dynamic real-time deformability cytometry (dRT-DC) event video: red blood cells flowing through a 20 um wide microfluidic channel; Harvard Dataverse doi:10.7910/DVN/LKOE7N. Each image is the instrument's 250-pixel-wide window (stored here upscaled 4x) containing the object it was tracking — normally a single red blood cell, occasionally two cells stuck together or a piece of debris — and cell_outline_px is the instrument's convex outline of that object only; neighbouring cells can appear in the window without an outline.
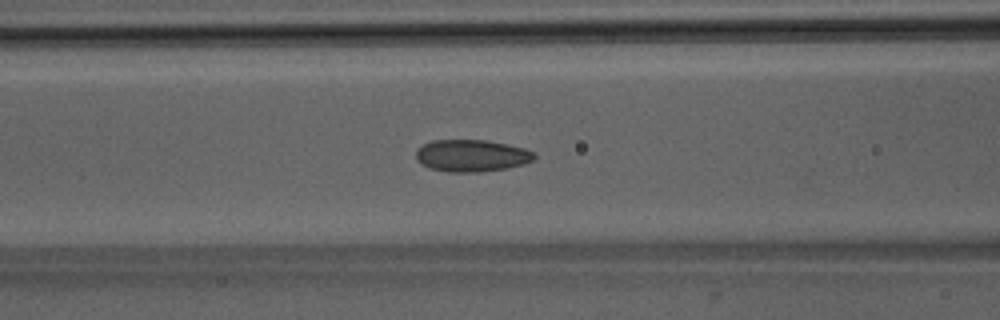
{"species": "Egyptian fruit bat (a non-hibernating species)", "species_latin": "Rousettus aegyptiacus", "temperature_condition": "room temperature", "stored_images_in_passage": 52, "camera_frame_rate_fps": 3000, "um_per_image_px": 0.085, "animal": {"sex": "male"}, "frame": {"image": 1, "passage_image": 22, "time_ms": 7.0, "image_size_px": [1000, 320], "cell_outline_px": [[536, 156], [532, 160], [524, 164], [508, 168], [480, 172], [448, 172], [428, 168], [416, 160], [416, 152], [424, 144], [432, 140], [484, 140], [524, 148], [532, 152]], "centroid_in_image_um": [40.06, 13.24], "position_along_channel_um": 126.5, "area_um2": 21.96}}
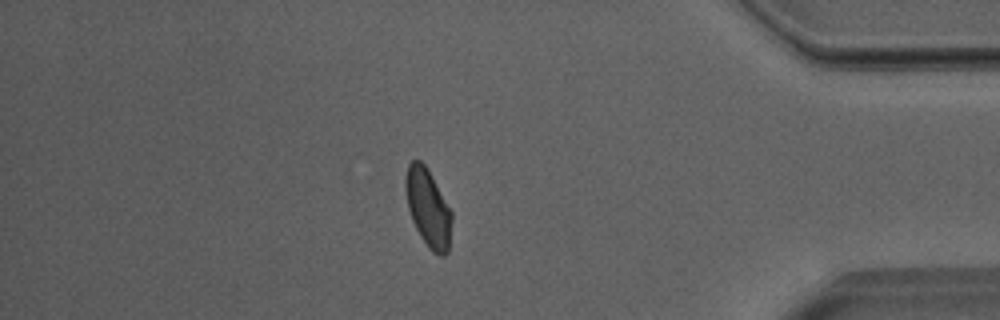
{"frame": {"image": 2, "passage_image": 45, "time_ms": 14.667, "image_size_px": [1000, 320], "cell_outline_px": [[452, 220], [448, 252], [444, 256], [440, 256], [432, 252], [428, 248], [420, 236], [412, 220], [408, 208], [404, 188], [404, 180], [408, 164], [412, 160], [420, 160], [424, 164], [452, 212]], "centroid_in_image_um": [36.37, 17.7], "position_along_channel_um": 398.8, "area_um2": 20.92}}
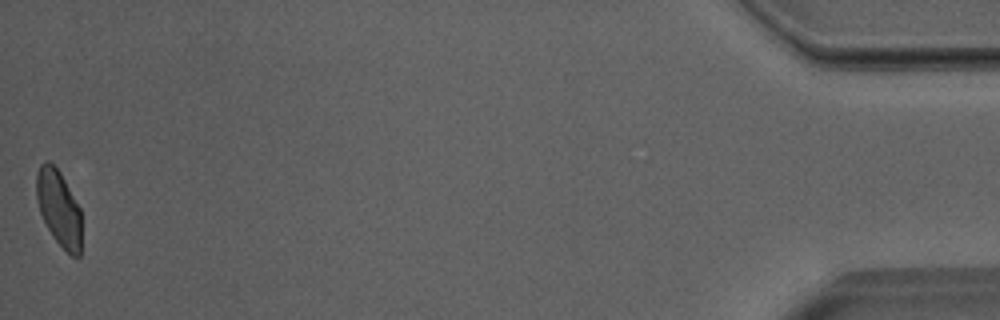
{"frame": {"image": 3, "passage_image": 52, "time_ms": 17.0, "image_size_px": [1000, 320], "cell_outline_px": [[80, 256], [72, 256], [52, 236], [40, 212], [36, 200], [36, 172], [40, 164], [44, 160], [48, 160], [60, 172], [80, 208]], "centroid_in_image_um": [4.97, 17.64], "position_along_channel_um": 430.2, "area_um2": 19.71}, "authors_computed_cell_mechanics": {"area_um2": 21.675, "velocity_mm_per_s": 3.9979, "shape_relaxation_time_tau1_ms": null, "shape_relaxation_time_tau2_ms": 1.0143, "deformation_change_tau1": null, "deformation_change_tau2": 0.053}}